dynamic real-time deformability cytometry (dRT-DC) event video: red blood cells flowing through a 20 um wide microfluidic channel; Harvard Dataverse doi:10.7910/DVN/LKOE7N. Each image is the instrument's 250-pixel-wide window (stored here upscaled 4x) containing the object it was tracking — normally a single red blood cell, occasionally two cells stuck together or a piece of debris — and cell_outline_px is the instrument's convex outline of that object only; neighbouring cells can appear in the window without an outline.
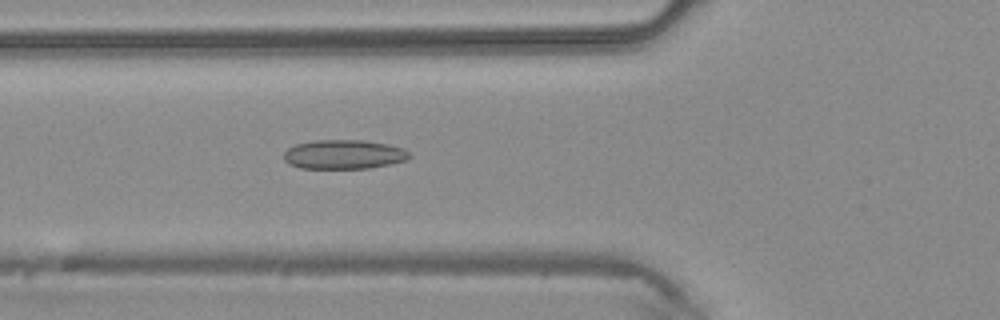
{"species": "common noctule bat (a hibernating species)", "species_latin": "Nyctalus noctula", "temperature_condition": "warm", "stored_images_in_passage": 30, "camera_frame_rate_fps": 3000, "um_per_image_px": 0.085, "animal": {"sex": "male", "body_mass_g": 20.4}, "frame": {"image": 1, "passage_image": 3, "time_ms": 0.667, "image_size_px": [1000, 320], "cell_outline_px": [[412, 156], [408, 160], [368, 168], [300, 168], [288, 164], [284, 160], [284, 152], [288, 148], [296, 144], [312, 140], [364, 140], [388, 144], [404, 148]], "centroid_in_image_um": [29.22, 13.12], "position_along_channel_um": 96.6, "area_um2": 21.5}}
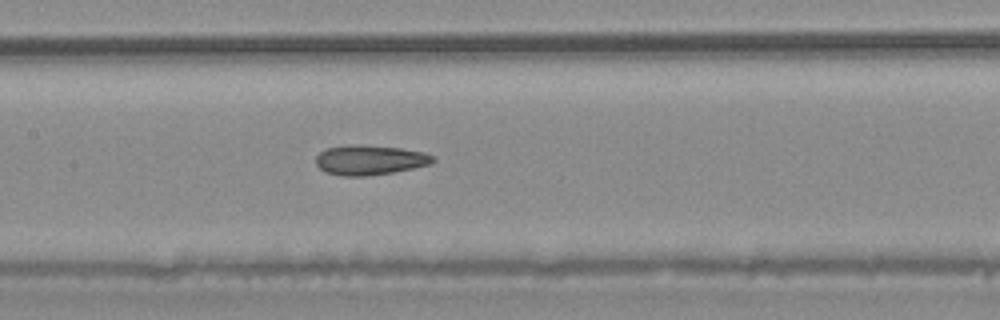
{"frame": {"image": 2, "passage_image": 8, "time_ms": 2.333, "image_size_px": [1000, 320], "cell_outline_px": [[436, 160], [432, 164], [392, 172], [368, 176], [340, 176], [324, 172], [316, 164], [316, 156], [320, 152], [328, 148], [352, 144], [356, 144], [400, 148], [424, 152], [432, 156]], "centroid_in_image_um": [31.42, 13.6], "position_along_channel_um": 176.0, "area_um2": 20.35}}
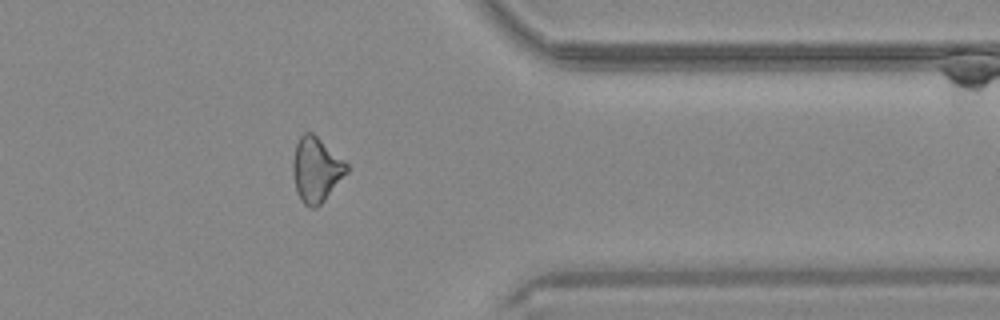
{"frame": {"image": 3, "passage_image": 22, "time_ms": 7.0, "image_size_px": [1000, 320], "cell_outline_px": [[348, 172], [324, 200], [316, 208], [308, 208], [300, 200], [296, 188], [292, 172], [292, 160], [296, 144], [300, 136], [304, 132], [312, 132], [344, 160], [348, 164]], "centroid_in_image_um": [26.86, 14.42], "position_along_channel_um": 384.5, "area_um2": 20.29}}